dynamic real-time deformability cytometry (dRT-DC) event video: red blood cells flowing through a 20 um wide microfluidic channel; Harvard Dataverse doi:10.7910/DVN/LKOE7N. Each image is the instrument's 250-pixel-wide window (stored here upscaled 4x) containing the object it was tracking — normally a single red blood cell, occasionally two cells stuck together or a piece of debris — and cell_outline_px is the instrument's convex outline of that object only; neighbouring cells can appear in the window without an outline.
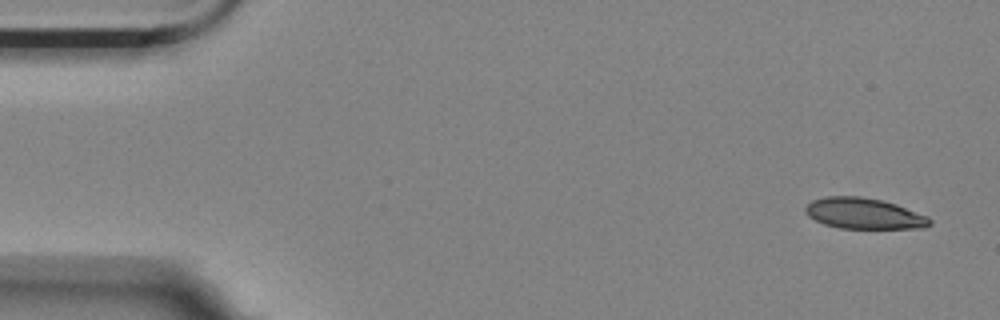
{"species": "Egyptian fruit bat (a non-hibernating species)", "species_latin": "Rousettus aegyptiacus", "temperature_condition": "room temperature", "stored_images_in_passage": 6, "camera_frame_rate_fps": 3000, "um_per_image_px": 0.085, "animal": {"sex": "female"}, "frame": {"image": 1, "passage_image": 1, "time_ms": 0.0, "image_size_px": [1000, 320], "cell_outline_px": [[932, 224], [924, 228], [840, 228], [824, 224], [808, 216], [804, 212], [804, 208], [812, 200], [824, 196], [860, 196], [884, 200], [896, 204], [928, 216], [932, 220]], "centroid_in_image_um": [73.44, 18.14], "position_along_channel_um": 11.6, "area_um2": 22.54}}
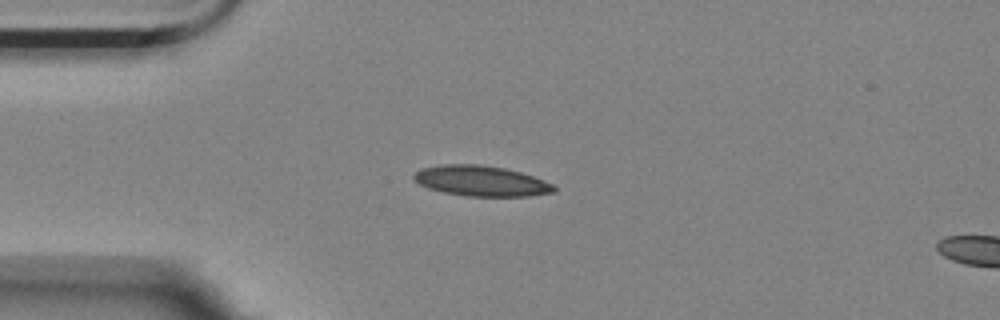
{"frame": {"image": 2, "passage_image": 4, "time_ms": 1.0, "image_size_px": [1000, 320], "cell_outline_px": [[556, 192], [528, 196], [468, 196], [444, 192], [428, 188], [420, 184], [412, 176], [420, 168], [440, 164], [480, 164], [504, 168], [520, 172], [544, 180], [552, 184], [556, 188]], "centroid_in_image_um": [40.89, 15.37], "position_along_channel_um": 44.1, "area_um2": 24.8}}
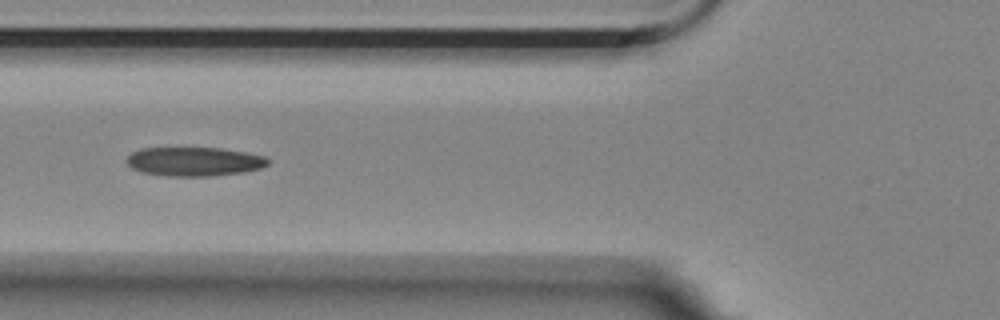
{"frame": {"image": 3, "passage_image": 6, "time_ms": 1.667, "image_size_px": [1000, 320], "cell_outline_px": [[268, 164], [260, 168], [244, 172], [208, 176], [164, 176], [140, 172], [132, 168], [128, 164], [128, 156], [132, 152], [140, 148], [220, 148], [244, 152], [264, 156], [268, 160]], "centroid_in_image_um": [16.48, 13.73], "position_along_channel_um": 109.3, "area_um2": 23.76}}